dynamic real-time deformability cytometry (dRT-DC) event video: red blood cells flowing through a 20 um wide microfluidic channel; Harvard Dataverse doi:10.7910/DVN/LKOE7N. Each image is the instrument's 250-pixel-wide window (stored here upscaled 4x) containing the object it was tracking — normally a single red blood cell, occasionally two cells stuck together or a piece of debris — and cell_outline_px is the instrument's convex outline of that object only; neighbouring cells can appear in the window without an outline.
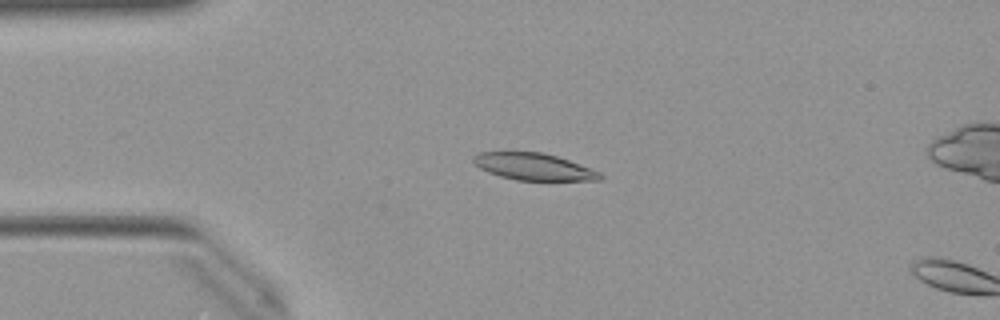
{"species": "Egyptian fruit bat (a non-hibernating species)", "species_latin": "Rousettus aegyptiacus", "temperature_condition": "warm", "stored_images_in_passage": 8, "camera_frame_rate_fps": 3000, "um_per_image_px": 0.085, "animal": {"sex": "female"}, "frame": {"image": 1, "passage_image": 5, "time_ms": 1.333, "image_size_px": [1000, 320], "cell_outline_px": [[604, 176], [600, 180], [516, 180], [500, 176], [488, 172], [480, 168], [472, 160], [472, 156], [476, 152], [544, 152], [568, 160], [600, 172]], "centroid_in_image_um": [45.33, 14.16], "position_along_channel_um": 39.7, "area_um2": 19.77}}